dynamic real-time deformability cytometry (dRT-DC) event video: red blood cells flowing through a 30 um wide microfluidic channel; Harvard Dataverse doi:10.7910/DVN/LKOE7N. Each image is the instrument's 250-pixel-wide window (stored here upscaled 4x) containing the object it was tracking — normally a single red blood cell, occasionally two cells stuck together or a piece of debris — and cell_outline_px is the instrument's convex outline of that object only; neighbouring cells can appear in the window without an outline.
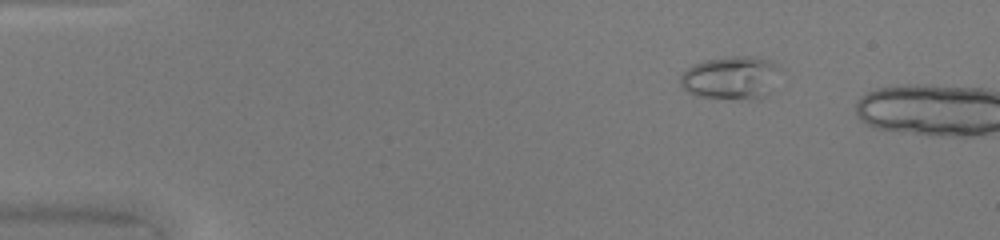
{"species": "common noctule bat (a hibernating species)", "species_latin": "Nyctalus noctula", "temperature_condition": "warm", "stored_images_in_passage": 3, "camera_frame_rate_fps": 3000, "um_per_image_px": 0.085, "animal": {"sex": "female", "body_mass_g": 20.0, "forearm_length_mm": 54.0}, "frame": {"image": 1, "passage_image": 1, "time_ms": 0.0, "image_size_px": [1000, 240], "cell_outline_px": [[772, 64], [764, 96], [748, 100], [696, 96], [688, 92], [680, 84], [680, 76], [688, 68], [704, 60], [732, 56], [752, 56], [768, 60]], "centroid_in_image_um": [61.89, 6.62], "position_along_channel_um": 23.1, "area_um2": 23.41}}